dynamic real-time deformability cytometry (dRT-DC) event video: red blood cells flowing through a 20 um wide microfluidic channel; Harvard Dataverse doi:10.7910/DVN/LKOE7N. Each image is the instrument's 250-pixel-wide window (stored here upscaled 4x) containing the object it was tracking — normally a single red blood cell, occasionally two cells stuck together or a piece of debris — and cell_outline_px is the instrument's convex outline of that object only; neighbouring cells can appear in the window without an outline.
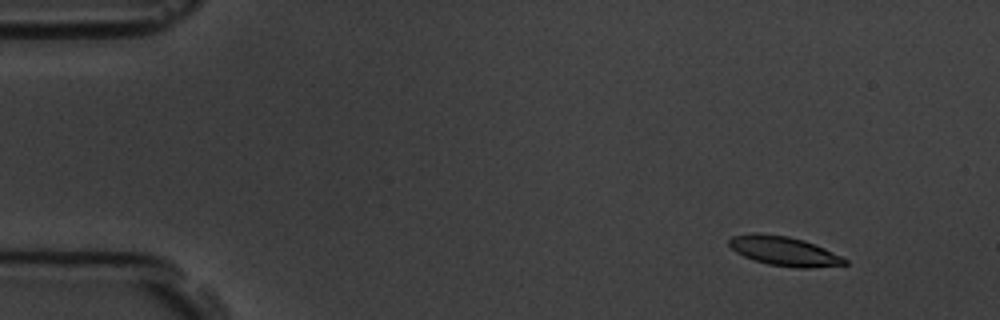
{"species": "common noctule bat (a hibernating species)", "species_latin": "Nyctalus noctula", "temperature_condition": "room temperature", "stored_images_in_passage": 4, "camera_frame_rate_fps": 3000, "um_per_image_px": 0.085, "animal": {"sex": "male", "body_mass_g": 19.5, "forearm_length_mm": 54.6}, "frame": {"image": 1, "passage_image": 1, "time_ms": 0.0, "image_size_px": [1000, 320], "cell_outline_px": [[848, 264], [812, 268], [796, 268], [768, 264], [744, 256], [736, 252], [728, 244], [728, 240], [732, 236], [756, 232], [788, 236], [804, 240], [824, 248], [848, 260]], "centroid_in_image_um": [66.64, 21.34], "position_along_channel_um": 18.4, "area_um2": 19.71}}
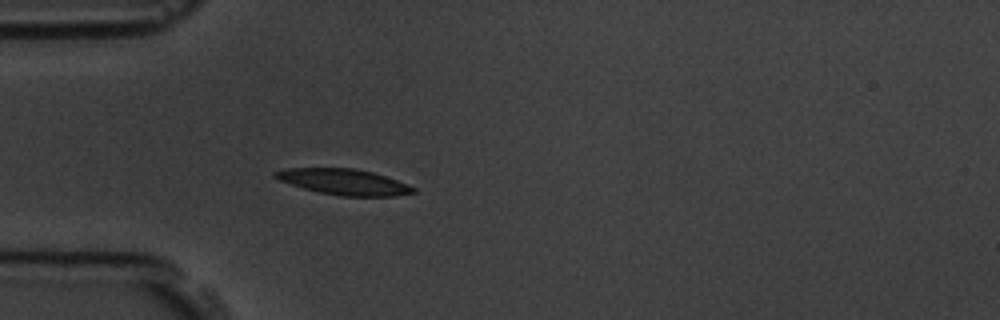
{"frame": {"image": 2, "passage_image": 4, "time_ms": 3.667, "image_size_px": [1000, 320], "cell_outline_px": [[416, 192], [396, 196], [340, 196], [320, 192], [304, 188], [280, 180], [272, 176], [272, 172], [284, 168], [352, 168], [372, 172], [408, 184], [416, 188]], "centroid_in_image_um": [29.23, 15.46], "position_along_channel_um": 55.8, "area_um2": 20.63}}